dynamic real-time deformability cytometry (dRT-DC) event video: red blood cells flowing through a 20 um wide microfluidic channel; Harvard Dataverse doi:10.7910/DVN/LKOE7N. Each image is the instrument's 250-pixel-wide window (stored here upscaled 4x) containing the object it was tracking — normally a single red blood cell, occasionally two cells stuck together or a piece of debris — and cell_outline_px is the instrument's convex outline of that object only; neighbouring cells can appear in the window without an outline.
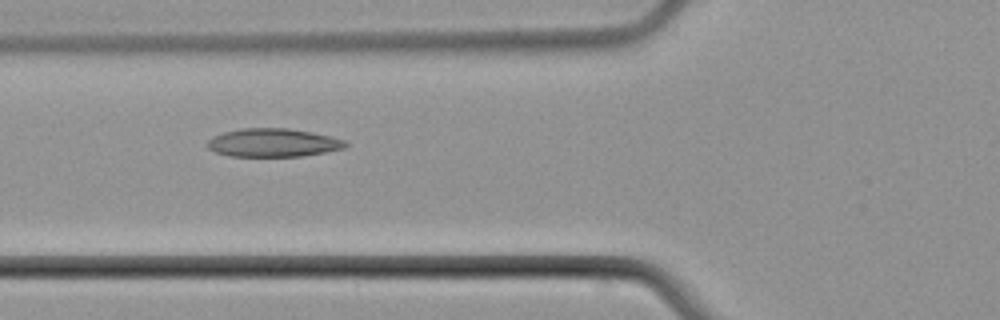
{"species": "common noctule bat (a hibernating species)", "species_latin": "Nyctalus noctula", "temperature_condition": "cold", "stored_images_in_passage": 7, "camera_frame_rate_fps": 3000, "um_per_image_px": 0.085, "animal": {"sex": "male", "body_mass_g": 21.5, "forearm_length_mm": 52.0}, "frame": {"image": 1, "passage_image": 6, "time_ms": 6.0, "image_size_px": [1000, 320], "cell_outline_px": [[348, 144], [344, 148], [324, 152], [300, 156], [228, 156], [216, 152], [208, 148], [204, 144], [212, 136], [224, 132], [240, 128], [288, 128], [312, 132], [344, 140]], "centroid_in_image_um": [23.15, 12.12], "position_along_channel_um": 102.7, "area_um2": 22.77}}
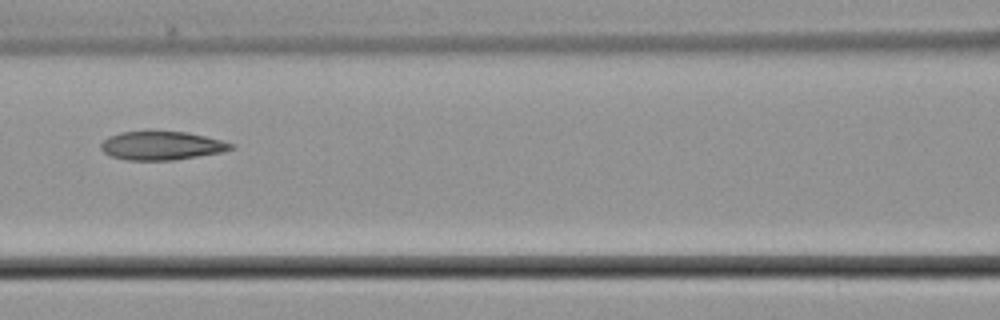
{"frame": {"image": 2, "passage_image": 7, "time_ms": 7.333, "image_size_px": [1000, 320], "cell_outline_px": [[236, 144], [232, 148], [224, 152], [176, 160], [128, 160], [108, 156], [100, 148], [100, 144], [108, 136], [120, 132], [148, 128], [188, 132]], "centroid_in_image_um": [13.69, 12.34], "position_along_channel_um": 152.9, "area_um2": 22.66}}